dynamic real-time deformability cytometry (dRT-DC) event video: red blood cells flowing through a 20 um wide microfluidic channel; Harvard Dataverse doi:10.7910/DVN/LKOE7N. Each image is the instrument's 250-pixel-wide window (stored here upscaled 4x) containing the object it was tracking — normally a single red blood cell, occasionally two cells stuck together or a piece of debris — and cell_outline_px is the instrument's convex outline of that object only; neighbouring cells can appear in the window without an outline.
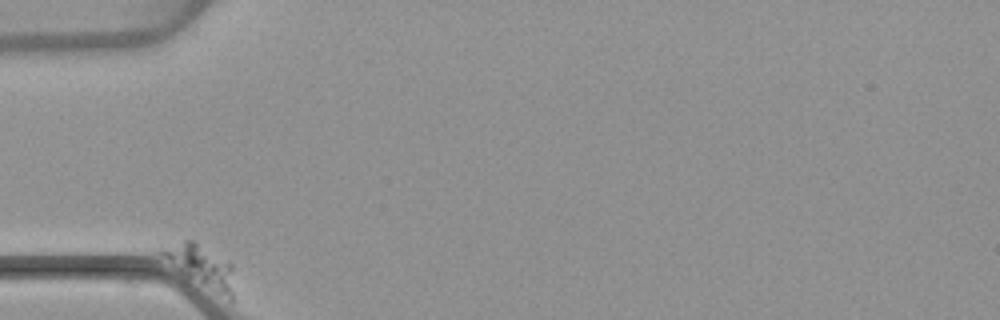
{"species": "common noctule bat (a hibernating species)", "species_latin": "Nyctalus noctula", "temperature_condition": "warm", "stored_images_in_passage": 45, "camera_frame_rate_fps": 3000, "um_per_image_px": 0.085, "animal": {"sex": "female", "body_mass_g": 22.7, "forearm_length_mm": 54.2}, "frame": {"image": 1, "passage_image": 1, "time_ms": 0.0, "image_size_px": [1000, 320], "cell_outline_px": [[232, 300], [184, 284], [156, 252], [160, 248], [184, 240], [192, 240], [232, 264]], "centroid_in_image_um": [16.92, 22.74], "position_along_channel_um": 68.1, "area_um2": 19.25}}
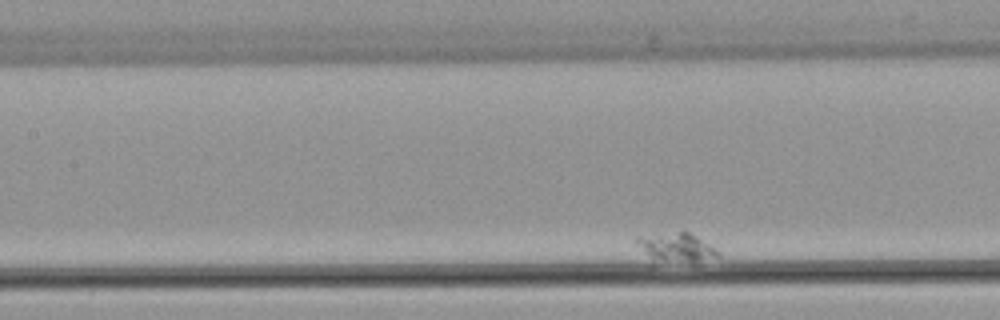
{"frame": {"image": 2, "passage_image": 16, "time_ms": 5.0, "image_size_px": [1000, 320], "cell_outline_px": [[720, 256], [652, 268], [632, 240], [636, 236], [684, 228], [716, 248], [720, 252]], "centroid_in_image_um": [57.26, 21.06], "position_along_channel_um": 150.1, "area_um2": 15.84}}
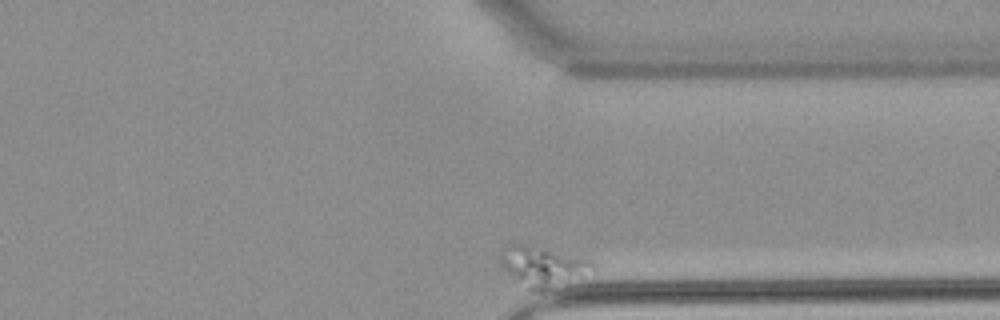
{"frame": {"image": 3, "passage_image": 45, "time_ms": 14.667, "image_size_px": [1000, 320], "cell_outline_px": [[596, 272], [544, 292], [532, 292], [524, 288], [504, 268], [500, 260], [500, 252], [504, 248], [512, 244], [524, 244], [588, 260], [596, 268]], "centroid_in_image_um": [46.15, 22.71], "position_along_channel_um": 365.3, "area_um2": 21.44}}